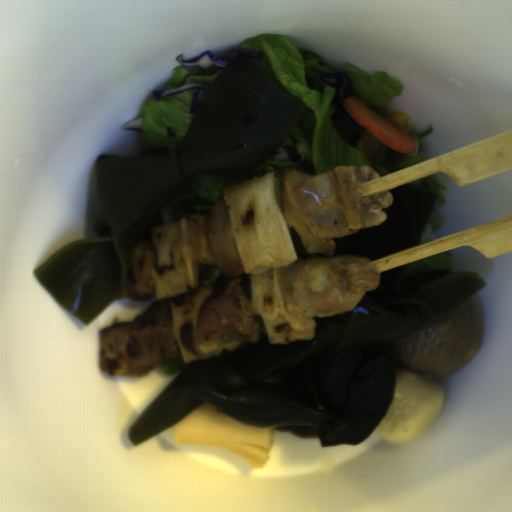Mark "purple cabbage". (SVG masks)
<instances>
[{
	"mask_svg": "<svg viewBox=\"0 0 512 512\" xmlns=\"http://www.w3.org/2000/svg\"><path fill=\"white\" fill-rule=\"evenodd\" d=\"M318 79L319 81L326 82L335 90L331 101L334 110L330 118L332 120L345 119L349 130L357 129L360 124L347 113L343 106L346 99L353 97V83L348 75L345 72H327L323 73Z\"/></svg>",
	"mask_w": 512,
	"mask_h": 512,
	"instance_id": "1",
	"label": "purple cabbage"
},
{
	"mask_svg": "<svg viewBox=\"0 0 512 512\" xmlns=\"http://www.w3.org/2000/svg\"><path fill=\"white\" fill-rule=\"evenodd\" d=\"M233 58L216 57L211 51L202 52L197 58L185 60L183 54L178 53L175 57L183 68H197L199 71H207L211 68H219L223 70Z\"/></svg>",
	"mask_w": 512,
	"mask_h": 512,
	"instance_id": "2",
	"label": "purple cabbage"
},
{
	"mask_svg": "<svg viewBox=\"0 0 512 512\" xmlns=\"http://www.w3.org/2000/svg\"><path fill=\"white\" fill-rule=\"evenodd\" d=\"M210 86L211 85H208L206 83H197V82L196 83H190V84L185 85L183 87H180L178 89H158V90H153L151 92V97L153 98V100L155 102H159V101L163 100L166 97L177 95V94H180V93L185 92V91L190 90V89H200L199 92H196L192 96V103H191V106H190V113H192L194 115V114H196V112H197L200 104L202 103L205 95L207 94Z\"/></svg>",
	"mask_w": 512,
	"mask_h": 512,
	"instance_id": "3",
	"label": "purple cabbage"
},
{
	"mask_svg": "<svg viewBox=\"0 0 512 512\" xmlns=\"http://www.w3.org/2000/svg\"><path fill=\"white\" fill-rule=\"evenodd\" d=\"M274 161H289L300 167L303 173L315 176L314 168L307 162V160L300 156L294 146L281 144L274 154L269 158Z\"/></svg>",
	"mask_w": 512,
	"mask_h": 512,
	"instance_id": "4",
	"label": "purple cabbage"
},
{
	"mask_svg": "<svg viewBox=\"0 0 512 512\" xmlns=\"http://www.w3.org/2000/svg\"><path fill=\"white\" fill-rule=\"evenodd\" d=\"M231 51L235 54H242L245 53L250 59H252L258 66H260L264 53L260 50H254L251 48H244V47H237V48H231Z\"/></svg>",
	"mask_w": 512,
	"mask_h": 512,
	"instance_id": "5",
	"label": "purple cabbage"
},
{
	"mask_svg": "<svg viewBox=\"0 0 512 512\" xmlns=\"http://www.w3.org/2000/svg\"><path fill=\"white\" fill-rule=\"evenodd\" d=\"M143 116L140 118H133L124 124L121 125L119 129L126 130V131H138L142 132L141 124H142Z\"/></svg>",
	"mask_w": 512,
	"mask_h": 512,
	"instance_id": "6",
	"label": "purple cabbage"
}]
</instances>
